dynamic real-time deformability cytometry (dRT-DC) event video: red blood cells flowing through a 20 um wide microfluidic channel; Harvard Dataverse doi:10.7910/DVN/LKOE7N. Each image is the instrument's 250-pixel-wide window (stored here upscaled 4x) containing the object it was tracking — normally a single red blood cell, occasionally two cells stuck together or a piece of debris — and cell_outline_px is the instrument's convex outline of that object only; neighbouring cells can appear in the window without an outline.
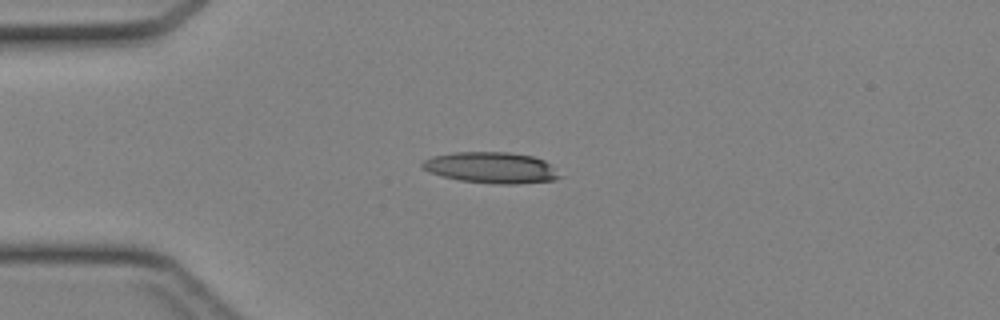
{"species": "Egyptian fruit bat (a non-hibernating species)", "species_latin": "Rousettus aegyptiacus", "temperature_condition": "cold", "stored_images_in_passage": 40, "camera_frame_rate_fps": 3000, "um_per_image_px": 0.085, "animal": {"sex": "female"}, "frame": {"image": 1, "passage_image": 11, "time_ms": 3.333, "image_size_px": [1000, 320], "cell_outline_px": [[564, 176], [556, 180], [516, 184], [500, 184], [460, 180], [444, 176], [432, 172], [424, 168], [420, 164], [424, 160], [432, 156], [456, 152], [508, 152], [532, 156], [544, 160]], "centroid_in_image_um": [41.82, 14.25], "position_along_channel_um": 43.2, "area_um2": 24.74}}
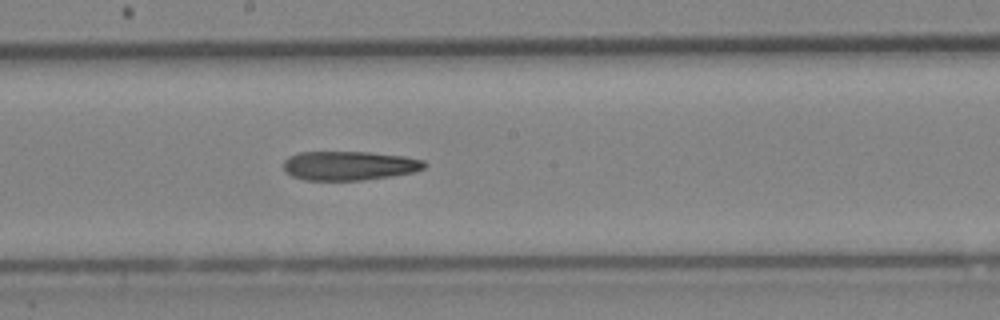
{"frame": {"image": 2, "passage_image": 24, "time_ms": 7.667, "image_size_px": [1000, 320], "cell_outline_px": [[428, 164], [424, 168], [412, 172], [364, 180], [304, 180], [292, 176], [284, 168], [284, 160], [288, 156], [300, 152], [368, 152], [404, 156], [424, 160]], "centroid_in_image_um": [29.68, 14.07], "position_along_channel_um": 218.5, "area_um2": 23.81}}
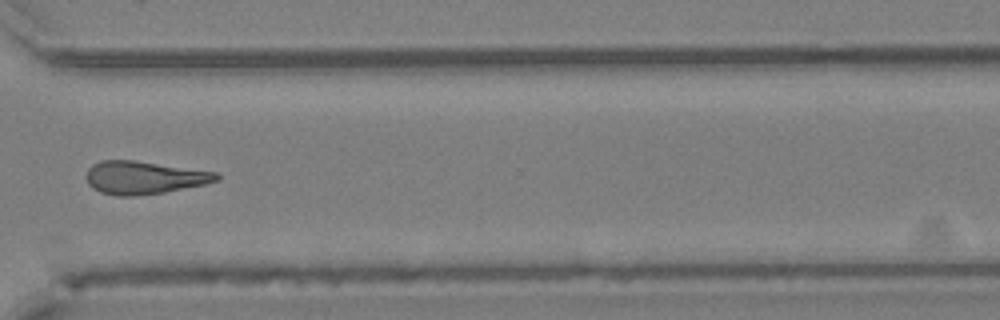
{"frame": {"image": 3, "passage_image": 33, "time_ms": 10.667, "image_size_px": [1000, 320], "cell_outline_px": [[220, 180], [204, 184], [164, 192], [132, 196], [116, 196], [100, 192], [92, 188], [88, 184], [84, 176], [88, 168], [92, 164], [100, 160], [132, 160], [216, 172], [220, 176]], "centroid_in_image_um": [12.18, 15.09], "position_along_channel_um": 358.4, "area_um2": 24.97}}